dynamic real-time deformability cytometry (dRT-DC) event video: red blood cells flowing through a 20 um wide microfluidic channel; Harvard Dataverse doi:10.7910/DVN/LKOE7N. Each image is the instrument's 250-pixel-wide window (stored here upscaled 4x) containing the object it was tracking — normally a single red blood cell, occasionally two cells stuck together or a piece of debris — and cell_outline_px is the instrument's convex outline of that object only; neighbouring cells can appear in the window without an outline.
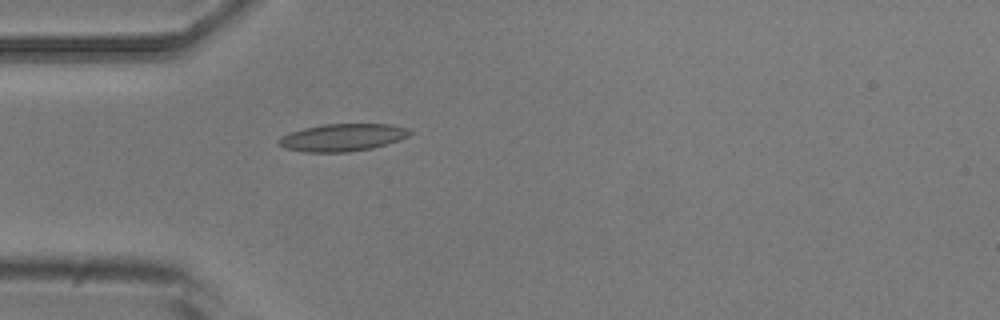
{"species": "common noctule bat (a hibernating species)", "species_latin": "Nyctalus noctula", "temperature_condition": "room temperature", "stored_images_in_passage": 1, "camera_frame_rate_fps": 3000, "um_per_image_px": 0.085, "animal": {"sex": "male", "body_mass_g": 20.5, "forearm_length_mm": 52.5}, "frame": {"image": 1, "passage_image": 1, "time_ms": 0.0, "image_size_px": [1000, 320], "cell_outline_px": [[412, 132], [408, 136], [400, 140], [388, 144], [372, 148], [348, 152], [304, 152], [284, 148], [276, 144], [276, 140], [292, 132], [304, 128], [324, 124], [388, 124], [408, 128]], "centroid_in_image_um": [29.11, 11.69], "position_along_channel_um": 55.9, "area_um2": 20.98}}